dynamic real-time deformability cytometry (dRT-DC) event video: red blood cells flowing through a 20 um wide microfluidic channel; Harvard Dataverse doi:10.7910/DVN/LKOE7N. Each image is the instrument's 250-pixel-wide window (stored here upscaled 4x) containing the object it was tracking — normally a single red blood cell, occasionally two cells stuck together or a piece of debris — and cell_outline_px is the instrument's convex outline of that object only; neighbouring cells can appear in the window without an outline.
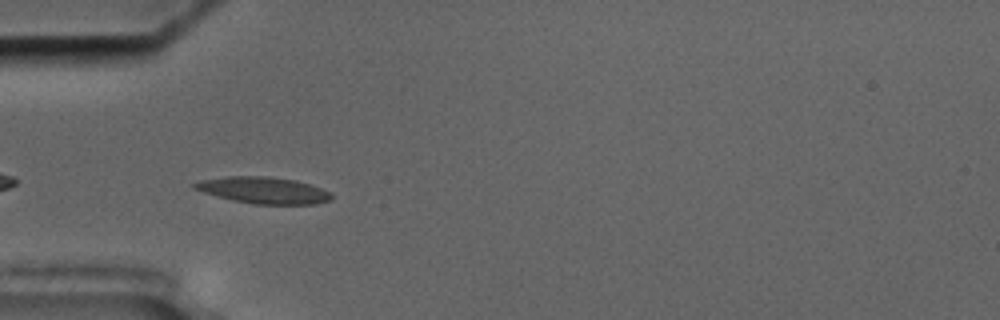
{"species": "common noctule bat (a hibernating species)", "species_latin": "Nyctalus noctula", "temperature_condition": "cold", "stored_images_in_passage": 43, "segment_of_instrument_passage": [1, 2], "camera_frame_rate_fps": 3000, "um_per_image_px": 0.085, "animal": {"sex": "male", "body_mass_g": 17.5, "forearm_length_mm": 52.3}, "frame": {"image": 1, "passage_image": 4, "time_ms": 1.0, "image_size_px": [1000, 320], "cell_outline_px": [[332, 200], [316, 204], [256, 204], [232, 200], [216, 196], [192, 188], [192, 184], [200, 180], [224, 176], [264, 176], [296, 180], [332, 192]], "centroid_in_image_um": [22.39, 16.17], "position_along_channel_um": 62.6, "area_um2": 21.21}}
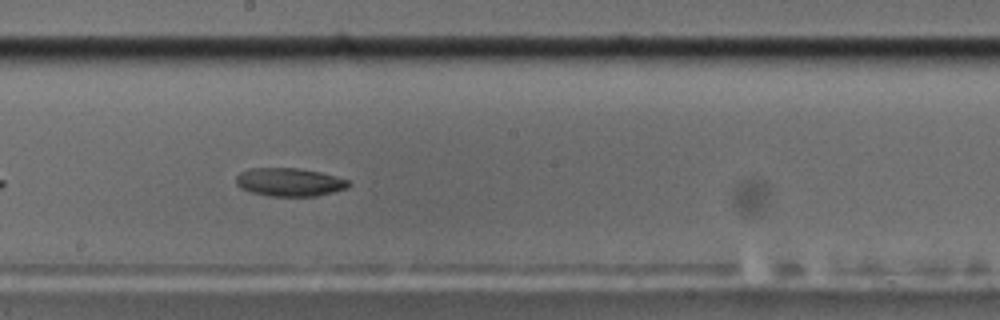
{"frame": {"image": 2, "passage_image": 18, "time_ms": 5.667, "image_size_px": [1000, 320], "cell_outline_px": [[352, 184], [348, 188], [316, 196], [268, 196], [252, 192], [240, 188], [236, 184], [236, 176], [240, 172], [252, 168], [296, 168], [320, 172], [336, 176], [348, 180]], "centroid_in_image_um": [24.61, 15.48], "position_along_channel_um": 223.6, "area_um2": 18.55}}
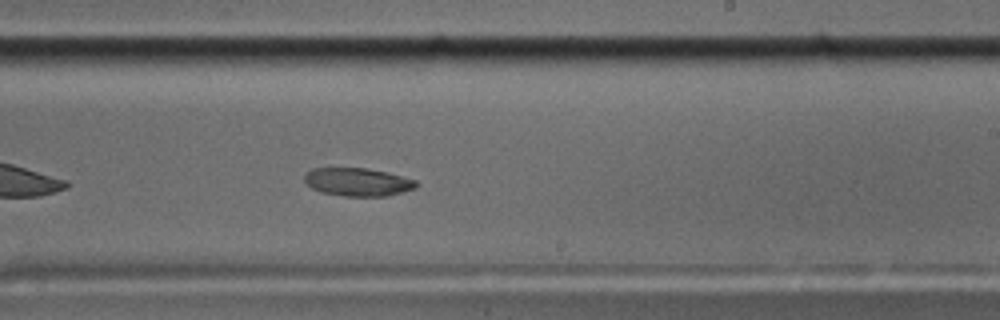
{"frame": {"image": 3, "passage_image": 21, "time_ms": 6.667, "image_size_px": [1000, 320], "cell_outline_px": [[420, 184], [416, 188], [404, 192], [388, 196], [344, 196], [320, 192], [312, 188], [304, 180], [304, 176], [312, 168], [364, 168], [388, 172], [416, 180]], "centroid_in_image_um": [30.45, 15.47], "position_along_channel_um": 258.5, "area_um2": 18.44}}